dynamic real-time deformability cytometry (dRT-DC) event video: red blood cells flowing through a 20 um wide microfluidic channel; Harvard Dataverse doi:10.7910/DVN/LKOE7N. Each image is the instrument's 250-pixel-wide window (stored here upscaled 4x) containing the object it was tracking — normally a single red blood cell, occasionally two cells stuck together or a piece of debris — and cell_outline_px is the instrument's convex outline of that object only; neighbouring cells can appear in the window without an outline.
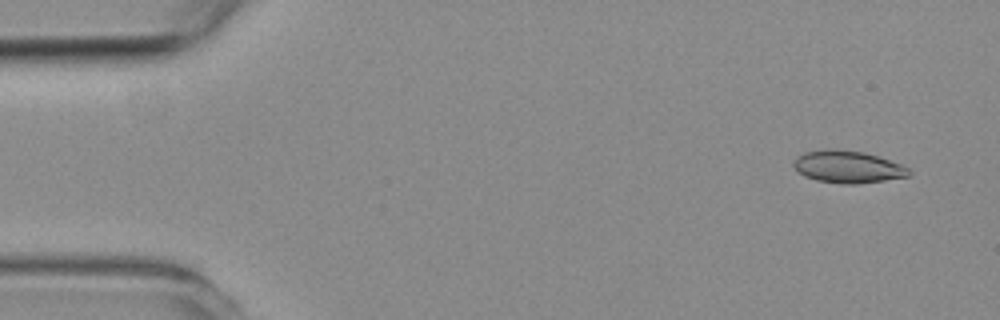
{"species": "common noctule bat (a hibernating species)", "species_latin": "Nyctalus noctula", "temperature_condition": "room temperature", "stored_images_in_passage": 8, "camera_frame_rate_fps": 3000, "um_per_image_px": 0.085, "animal": {"sex": "female", "body_mass_g": 19.3, "forearm_length_mm": 54.1}, "frame": {"image": 1, "passage_image": 1, "time_ms": 0.0, "image_size_px": [1000, 320], "cell_outline_px": [[912, 172], [908, 176], [884, 180], [856, 184], [844, 184], [816, 180], [804, 176], [792, 164], [796, 156], [804, 152], [828, 148], [836, 148], [864, 152], [900, 164], [908, 168]], "centroid_in_image_um": [72.02, 14.17], "position_along_channel_um": 13.0, "area_um2": 21.62}}
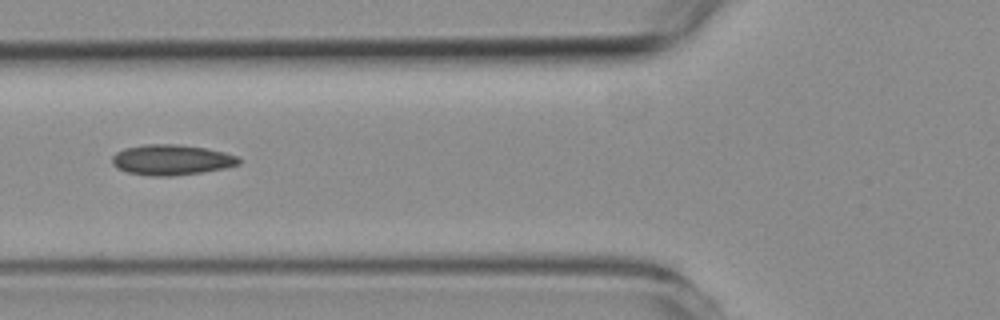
{"frame": {"image": 2, "passage_image": 5, "time_ms": 5.667, "image_size_px": [1000, 320], "cell_outline_px": [[240, 164], [224, 168], [200, 172], [172, 176], [152, 176], [128, 172], [116, 168], [112, 164], [112, 156], [116, 152], [124, 148], [144, 144], [176, 144], [204, 148], [224, 152], [240, 156]], "centroid_in_image_um": [14.56, 13.58], "position_along_channel_um": 111.2, "area_um2": 22.48}}
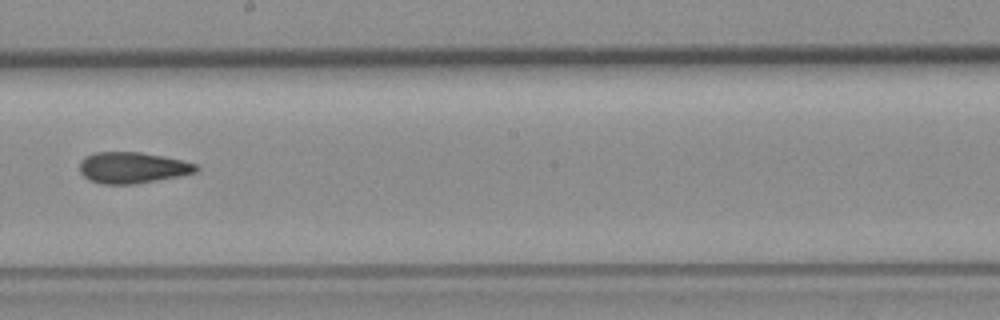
{"frame": {"image": 3, "passage_image": 8, "time_ms": 9.0, "image_size_px": [1000, 320], "cell_outline_px": [[200, 168], [196, 172], [180, 176], [136, 184], [100, 184], [88, 180], [80, 172], [80, 160], [84, 156], [96, 152], [140, 152], [164, 156], [196, 164]], "centroid_in_image_um": [11.24, 14.26], "position_along_channel_um": 237.0, "area_um2": 21.33}}